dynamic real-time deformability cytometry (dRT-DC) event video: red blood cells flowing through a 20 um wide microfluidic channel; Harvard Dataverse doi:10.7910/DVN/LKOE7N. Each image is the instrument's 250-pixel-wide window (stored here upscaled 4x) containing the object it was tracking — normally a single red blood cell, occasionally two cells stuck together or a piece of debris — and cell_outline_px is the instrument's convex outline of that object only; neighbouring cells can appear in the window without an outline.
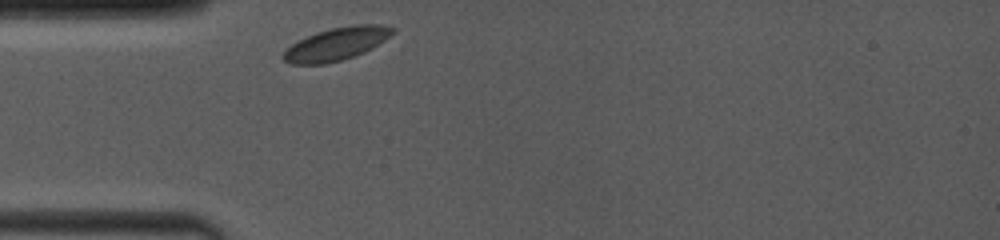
{"species": "common noctule bat (a hibernating species)", "species_latin": "Nyctalus noctula", "temperature_condition": "room temperature", "stored_images_in_passage": 1, "camera_frame_rate_fps": 4000, "um_per_image_px": 0.085, "animal": {"sex": "female", "body_mass_g": 19.0, "forearm_length_mm": 53.3}, "frame": {"image": 1, "passage_image": 1, "time_ms": 0.0, "image_size_px": [1000, 240], "cell_outline_px": [[396, 28], [384, 40], [372, 48], [364, 52], [340, 60], [324, 64], [288, 64], [280, 56], [292, 44], [316, 32], [332, 28], [356, 24], [380, 24]], "centroid_in_image_um": [28.58, 3.73], "position_along_channel_um": 56.4, "area_um2": 20.58}}